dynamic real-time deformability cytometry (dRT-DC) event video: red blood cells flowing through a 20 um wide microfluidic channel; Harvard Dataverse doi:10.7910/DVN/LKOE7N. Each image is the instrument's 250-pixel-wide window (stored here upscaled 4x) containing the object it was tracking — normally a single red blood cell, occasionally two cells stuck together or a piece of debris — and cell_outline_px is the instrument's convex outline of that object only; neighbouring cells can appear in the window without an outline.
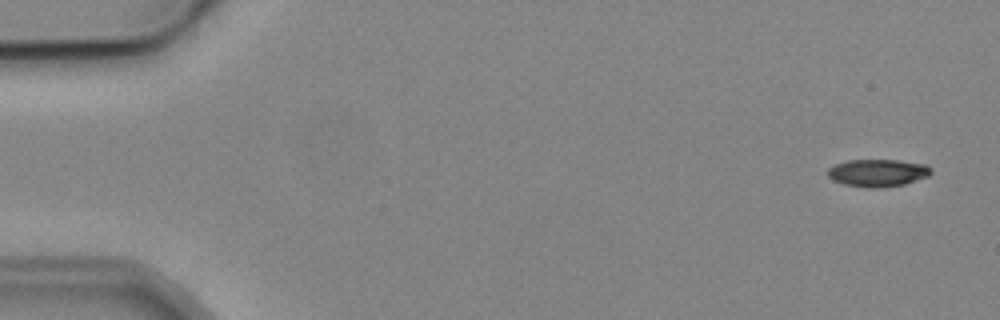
{"species": "common noctule bat (a hibernating species)", "species_latin": "Nyctalus noctula", "temperature_condition": "cold", "stored_images_in_passage": 5, "camera_frame_rate_fps": 3000, "um_per_image_px": 0.085, "animal": {"sex": "male", "body_mass_g": 19.2, "forearm_length_mm": 51.8}, "frame": {"image": 1, "passage_image": 1, "time_ms": 0.0, "image_size_px": [1000, 320], "cell_outline_px": [[932, 172], [928, 176], [904, 184], [884, 188], [868, 188], [844, 184], [832, 180], [828, 176], [828, 168], [836, 164], [848, 160], [896, 160], [924, 164], [932, 168]], "centroid_in_image_um": [74.6, 14.7], "position_along_channel_um": 10.4, "area_um2": 16.53}}
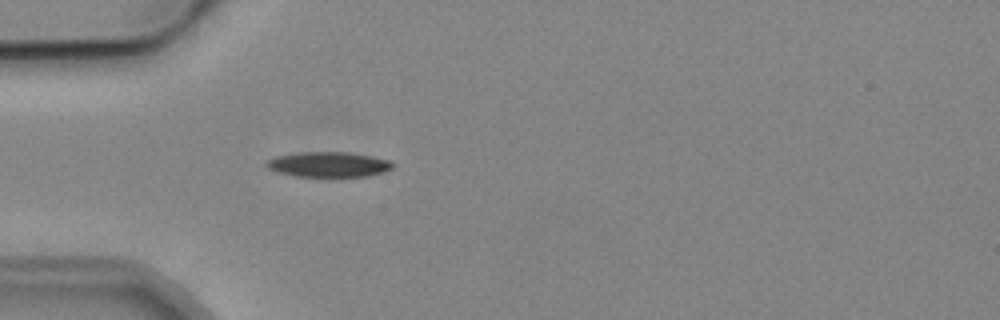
{"frame": {"image": 2, "passage_image": 5, "time_ms": 4.667, "image_size_px": [1000, 320], "cell_outline_px": [[392, 168], [384, 172], [364, 176], [296, 176], [276, 172], [268, 168], [264, 164], [268, 160], [276, 156], [300, 152], [348, 152], [372, 156], [388, 160], [392, 164]], "centroid_in_image_um": [27.89, 13.97], "position_along_channel_um": 57.1, "area_um2": 18.32}}